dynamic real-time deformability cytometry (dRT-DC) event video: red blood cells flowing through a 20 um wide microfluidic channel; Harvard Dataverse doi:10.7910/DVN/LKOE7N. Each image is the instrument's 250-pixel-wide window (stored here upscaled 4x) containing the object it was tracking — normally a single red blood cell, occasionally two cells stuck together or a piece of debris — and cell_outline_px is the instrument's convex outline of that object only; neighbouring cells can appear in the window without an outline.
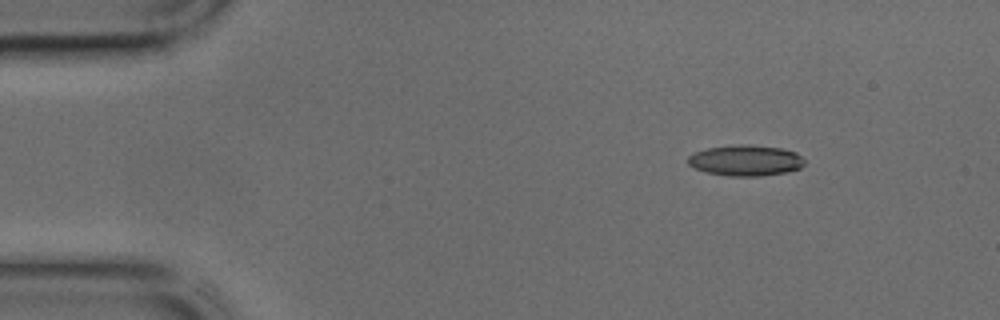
{"species": "common noctule bat (a hibernating species)", "species_latin": "Nyctalus noctula", "temperature_condition": "cold", "stored_images_in_passage": 39, "camera_frame_rate_fps": 3000, "um_per_image_px": 0.085, "animal": {"sex": "male", "body_mass_g": 17.9, "forearm_length_mm": 54.2}, "frame": {"image": 1, "passage_image": 1, "time_ms": 0.0, "image_size_px": [1000, 320], "cell_outline_px": [[804, 164], [800, 168], [784, 172], [760, 176], [728, 176], [708, 172], [696, 168], [688, 164], [688, 156], [696, 152], [708, 148], [748, 144], [780, 148], [796, 152], [804, 160]], "centroid_in_image_um": [63.39, 13.64], "position_along_channel_um": 21.6, "area_um2": 20.58}}
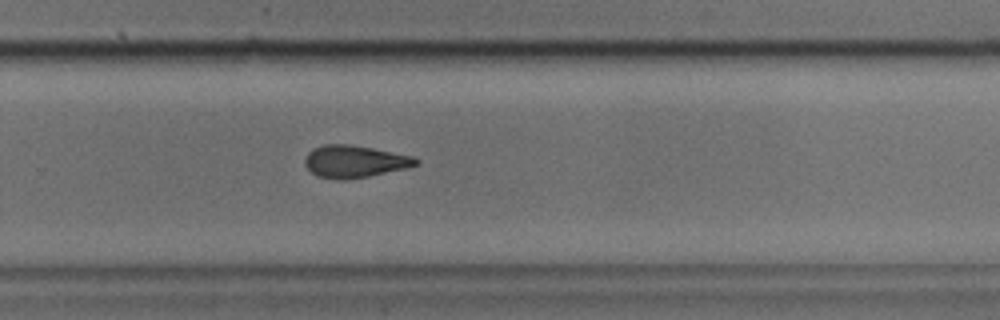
{"frame": {"image": 2, "passage_image": 24, "time_ms": 7.667, "image_size_px": [1000, 320], "cell_outline_px": [[420, 164], [408, 168], [368, 176], [344, 180], [336, 180], [316, 176], [304, 164], [304, 160], [308, 152], [312, 148], [324, 144], [352, 144], [412, 156], [420, 160]], "centroid_in_image_um": [30.13, 13.72], "position_along_channel_um": 299.7, "area_um2": 21.04}}
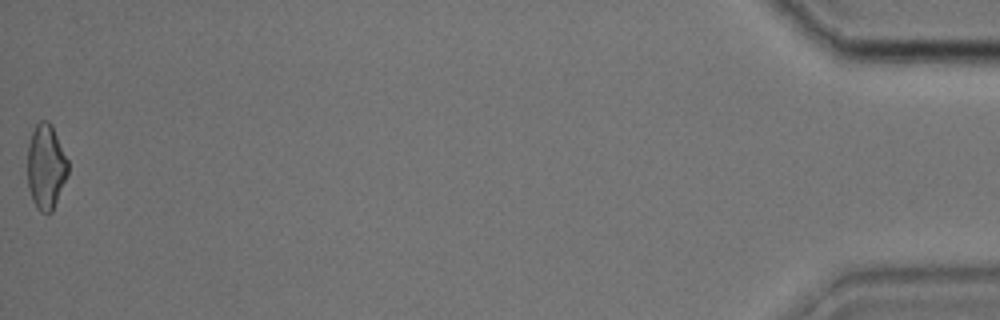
{"frame": {"image": 3, "passage_image": 39, "time_ms": 12.667, "image_size_px": [1000, 320], "cell_outline_px": [[68, 176], [52, 212], [40, 212], [36, 208], [32, 200], [28, 184], [28, 144], [32, 132], [36, 124], [40, 120], [48, 120], [52, 124], [68, 160]], "centroid_in_image_um": [3.92, 14.17], "position_along_channel_um": 431.3, "area_um2": 20.23}}